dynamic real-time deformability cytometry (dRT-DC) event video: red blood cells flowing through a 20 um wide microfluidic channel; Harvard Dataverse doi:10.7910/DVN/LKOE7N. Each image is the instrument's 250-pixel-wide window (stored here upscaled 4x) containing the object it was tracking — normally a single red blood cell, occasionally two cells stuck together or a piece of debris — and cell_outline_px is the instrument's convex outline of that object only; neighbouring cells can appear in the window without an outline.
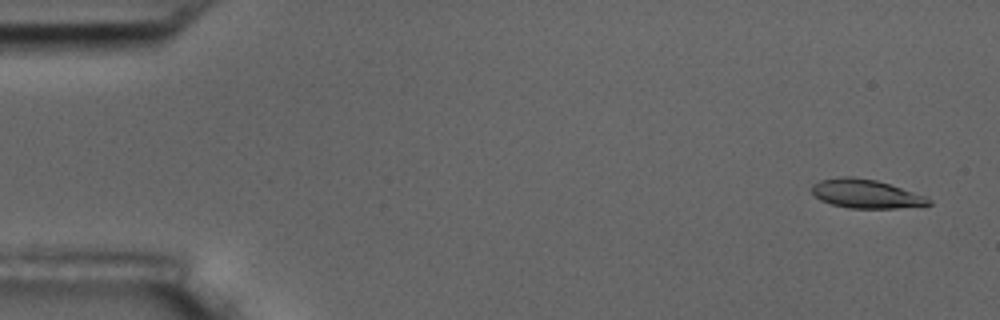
{"species": "common noctule bat (a hibernating species)", "species_latin": "Nyctalus noctula", "temperature_condition": "room temperature", "stored_images_in_passage": 5, "camera_frame_rate_fps": 3000, "um_per_image_px": 0.085, "animal": {"sex": "male", "body_mass_g": 17.5, "forearm_length_mm": 52.3}, "frame": {"image": 1, "passage_image": 1, "time_ms": 0.0, "image_size_px": [1000, 320], "cell_outline_px": [[932, 204], [896, 208], [848, 208], [832, 204], [820, 200], [812, 192], [812, 184], [820, 180], [840, 176], [852, 176], [876, 180], [924, 196], [932, 200]], "centroid_in_image_um": [73.55, 16.47], "position_along_channel_um": 11.4, "area_um2": 19.36}}
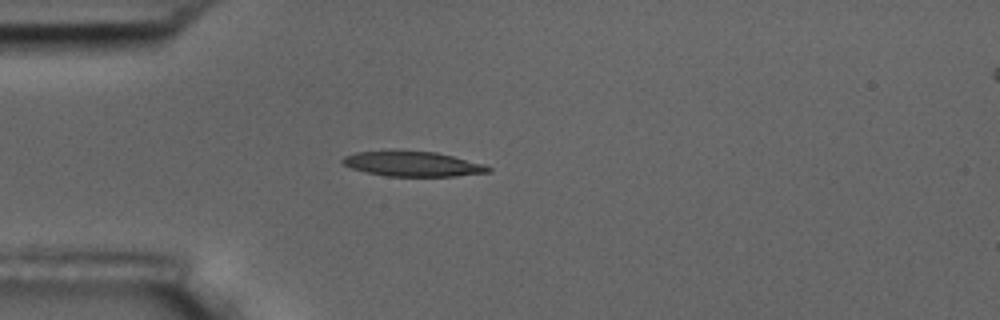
{"frame": {"image": 2, "passage_image": 4, "time_ms": 4.333, "image_size_px": [1000, 320], "cell_outline_px": [[492, 172], [456, 176], [388, 176], [368, 172], [352, 168], [344, 164], [340, 160], [344, 156], [356, 152], [436, 152], [484, 164], [492, 168]], "centroid_in_image_um": [35.14, 13.95], "position_along_channel_um": 49.9, "area_um2": 20.63}}